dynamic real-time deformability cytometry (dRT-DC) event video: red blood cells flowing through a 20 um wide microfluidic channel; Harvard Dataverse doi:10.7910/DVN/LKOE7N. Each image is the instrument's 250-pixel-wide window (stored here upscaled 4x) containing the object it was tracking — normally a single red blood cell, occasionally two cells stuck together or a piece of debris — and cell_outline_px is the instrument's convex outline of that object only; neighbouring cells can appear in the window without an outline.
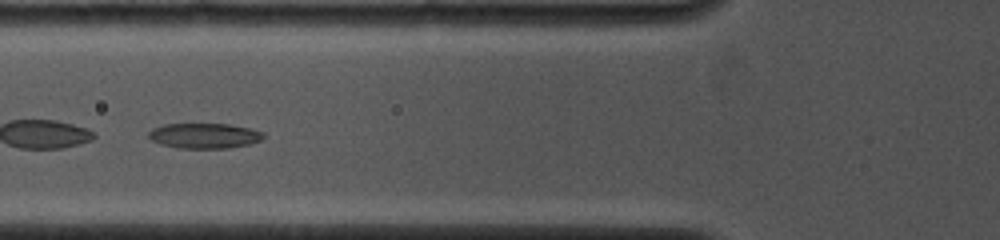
{"species": "common noctule bat (a hibernating species)", "species_latin": "Nyctalus noctula", "temperature_condition": "cold", "stored_images_in_passage": 14, "camera_frame_rate_fps": 4000, "um_per_image_px": 0.085, "animal": {"sex": "female", "body_mass_g": 19.0, "forearm_length_mm": 53.3}, "frame": {"image": 1, "passage_image": 3, "time_ms": 1.0, "image_size_px": [1000, 240], "cell_outline_px": [[264, 136], [260, 140], [248, 144], [228, 148], [180, 148], [160, 144], [152, 140], [148, 136], [148, 132], [152, 128], [164, 124], [228, 124], [248, 128], [264, 132]], "centroid_in_image_um": [17.34, 11.53], "position_along_channel_um": 108.5, "area_um2": 16.76}}
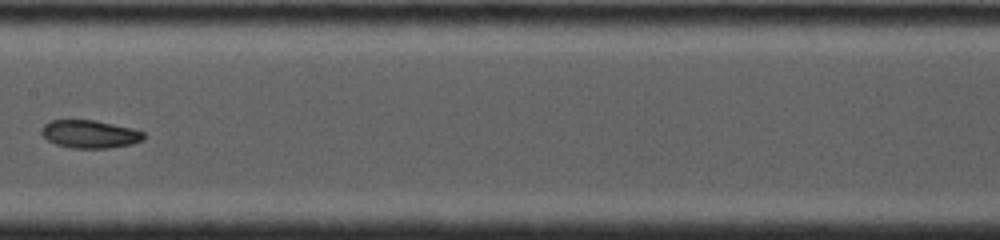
{"frame": {"image": 2, "passage_image": 8, "time_ms": 3.25, "image_size_px": [1000, 240], "cell_outline_px": [[144, 140], [132, 144], [108, 148], [72, 148], [56, 144], [48, 140], [40, 132], [40, 128], [44, 124], [52, 120], [96, 120], [132, 128], [144, 132]], "centroid_in_image_um": [7.64, 11.39], "position_along_channel_um": 199.8, "area_um2": 16.7}}
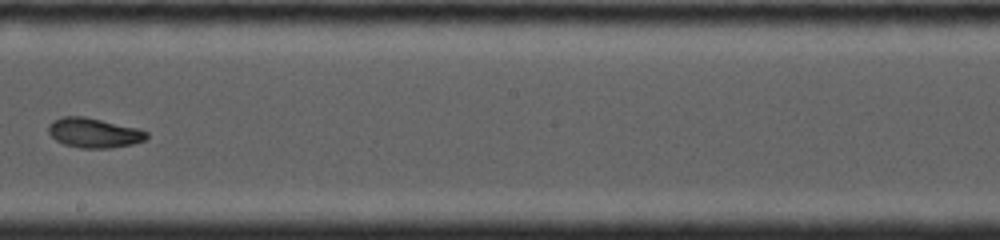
{"frame": {"image": 3, "passage_image": 10, "time_ms": 4.25, "image_size_px": [1000, 240], "cell_outline_px": [[148, 136], [144, 140], [132, 144], [108, 148], [80, 148], [64, 144], [56, 140], [48, 132], [48, 124], [52, 120], [60, 116], [84, 116], [136, 128], [148, 132]], "centroid_in_image_um": [7.93, 11.28], "position_along_channel_um": 240.3, "area_um2": 16.94}}